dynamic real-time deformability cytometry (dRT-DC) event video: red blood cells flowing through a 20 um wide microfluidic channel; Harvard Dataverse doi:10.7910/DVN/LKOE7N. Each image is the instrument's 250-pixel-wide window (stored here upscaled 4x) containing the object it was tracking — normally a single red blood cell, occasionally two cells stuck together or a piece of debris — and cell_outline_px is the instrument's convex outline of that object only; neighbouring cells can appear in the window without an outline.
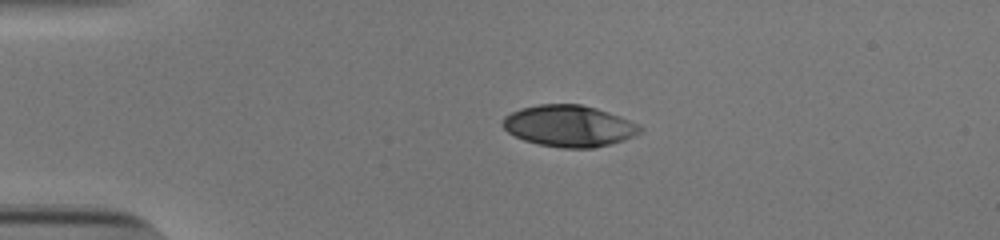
{"species": "human", "species_latin": "Homo sapiens", "temperature_condition": "cold", "stored_images_in_passage": 42, "camera_frame_rate_fps": 3000, "um_per_image_px": 0.085, "donor": {"sex": "male"}, "frame": {"image": 1, "passage_image": 1, "time_ms": 0.0, "image_size_px": [1000, 240], "cell_outline_px": [[644, 132], [624, 140], [612, 144], [592, 148], [564, 148], [540, 144], [524, 140], [508, 132], [500, 124], [504, 116], [520, 108], [540, 104], [580, 104], [596, 108], [620, 116], [640, 124], [644, 128]], "centroid_in_image_um": [48.41, 10.7], "position_along_channel_um": 36.6, "area_um2": 33.41}}
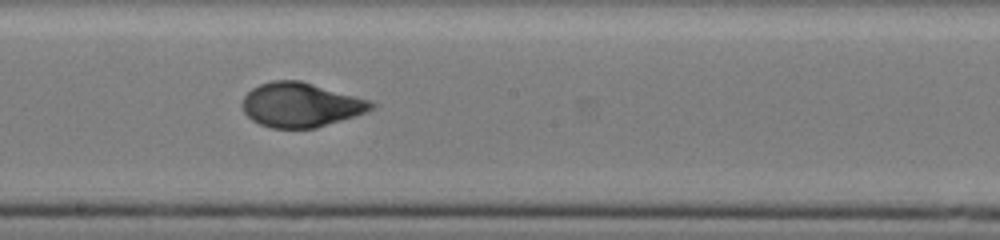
{"frame": {"image": 2, "passage_image": 19, "time_ms": 6.0, "image_size_px": [1000, 240], "cell_outline_px": [[376, 108], [316, 128], [272, 128], [260, 124], [252, 120], [244, 112], [244, 96], [252, 88], [260, 84], [272, 80], [300, 80], [372, 100], [376, 104]], "centroid_in_image_um": [25.59, 8.9], "position_along_channel_um": 222.6, "area_um2": 33.18}}
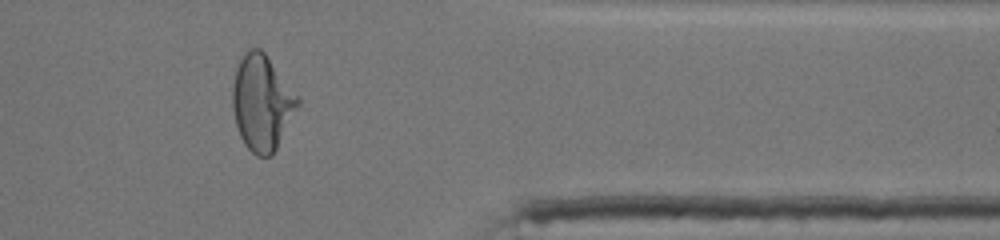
{"frame": {"image": 3, "passage_image": 33, "time_ms": 10.667, "image_size_px": [1000, 240], "cell_outline_px": [[300, 104], [272, 156], [256, 156], [244, 144], [240, 136], [236, 124], [232, 108], [232, 88], [236, 68], [244, 52], [252, 48], [260, 48], [264, 52], [300, 96]], "centroid_in_image_um": [22.27, 8.72], "position_along_channel_um": 389.1, "area_um2": 36.41}, "authors_computed_cell_mechanics": {"area_um2": 33.4373, "velocity_mm_per_s": 3.8808, "shape_relaxation_time_tau1_ms": 5.3126, "shape_relaxation_time_tau2_ms": 0.6989, "deformation_change_tau1": 0.2303, "deformation_change_tau2": 0.0517}}